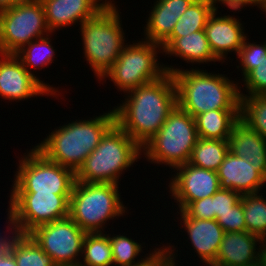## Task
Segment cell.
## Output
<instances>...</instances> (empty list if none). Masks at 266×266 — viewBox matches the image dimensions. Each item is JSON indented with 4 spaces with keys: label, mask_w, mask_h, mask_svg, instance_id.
<instances>
[{
    "label": "cell",
    "mask_w": 266,
    "mask_h": 266,
    "mask_svg": "<svg viewBox=\"0 0 266 266\" xmlns=\"http://www.w3.org/2000/svg\"><path fill=\"white\" fill-rule=\"evenodd\" d=\"M87 232L69 216L35 227L28 235L56 266H78Z\"/></svg>",
    "instance_id": "7c38bea8"
},
{
    "label": "cell",
    "mask_w": 266,
    "mask_h": 266,
    "mask_svg": "<svg viewBox=\"0 0 266 266\" xmlns=\"http://www.w3.org/2000/svg\"><path fill=\"white\" fill-rule=\"evenodd\" d=\"M240 120L266 140V95H240Z\"/></svg>",
    "instance_id": "f546056e"
},
{
    "label": "cell",
    "mask_w": 266,
    "mask_h": 266,
    "mask_svg": "<svg viewBox=\"0 0 266 266\" xmlns=\"http://www.w3.org/2000/svg\"><path fill=\"white\" fill-rule=\"evenodd\" d=\"M262 248H266V235L262 239Z\"/></svg>",
    "instance_id": "7bdbcfd3"
},
{
    "label": "cell",
    "mask_w": 266,
    "mask_h": 266,
    "mask_svg": "<svg viewBox=\"0 0 266 266\" xmlns=\"http://www.w3.org/2000/svg\"><path fill=\"white\" fill-rule=\"evenodd\" d=\"M53 33H50L44 37L35 39L31 41L29 44L23 46L18 52L14 55L22 62L23 66L28 70L30 74H32L51 94L52 97H59L61 92L58 88H55L53 85H49V83H45L44 80H40V78L35 74L34 71L41 70L43 68H47V66L51 63H54L55 52L57 51L51 44L50 39ZM50 36V37H49ZM34 70V71H31Z\"/></svg>",
    "instance_id": "603a6c76"
},
{
    "label": "cell",
    "mask_w": 266,
    "mask_h": 266,
    "mask_svg": "<svg viewBox=\"0 0 266 266\" xmlns=\"http://www.w3.org/2000/svg\"><path fill=\"white\" fill-rule=\"evenodd\" d=\"M229 151L256 166L266 179V140L239 120L229 136Z\"/></svg>",
    "instance_id": "44dd1931"
},
{
    "label": "cell",
    "mask_w": 266,
    "mask_h": 266,
    "mask_svg": "<svg viewBox=\"0 0 266 266\" xmlns=\"http://www.w3.org/2000/svg\"><path fill=\"white\" fill-rule=\"evenodd\" d=\"M141 155L142 147L115 122L75 173L76 181L121 185L119 178Z\"/></svg>",
    "instance_id": "277c9868"
},
{
    "label": "cell",
    "mask_w": 266,
    "mask_h": 266,
    "mask_svg": "<svg viewBox=\"0 0 266 266\" xmlns=\"http://www.w3.org/2000/svg\"><path fill=\"white\" fill-rule=\"evenodd\" d=\"M128 42L118 59L99 80L108 78L119 92L127 93L137 87L161 79L167 74L165 64L158 61V53L163 54L161 45L141 39Z\"/></svg>",
    "instance_id": "ba28073f"
},
{
    "label": "cell",
    "mask_w": 266,
    "mask_h": 266,
    "mask_svg": "<svg viewBox=\"0 0 266 266\" xmlns=\"http://www.w3.org/2000/svg\"><path fill=\"white\" fill-rule=\"evenodd\" d=\"M263 6L266 5V0H258Z\"/></svg>",
    "instance_id": "ee69618b"
},
{
    "label": "cell",
    "mask_w": 266,
    "mask_h": 266,
    "mask_svg": "<svg viewBox=\"0 0 266 266\" xmlns=\"http://www.w3.org/2000/svg\"><path fill=\"white\" fill-rule=\"evenodd\" d=\"M115 5L116 2L112 0L78 29L81 32L84 58L98 81L116 62L127 44L120 8Z\"/></svg>",
    "instance_id": "5b68a950"
},
{
    "label": "cell",
    "mask_w": 266,
    "mask_h": 266,
    "mask_svg": "<svg viewBox=\"0 0 266 266\" xmlns=\"http://www.w3.org/2000/svg\"><path fill=\"white\" fill-rule=\"evenodd\" d=\"M44 9L47 26L51 33L71 27L81 26L95 17L112 0H40Z\"/></svg>",
    "instance_id": "2e32d148"
},
{
    "label": "cell",
    "mask_w": 266,
    "mask_h": 266,
    "mask_svg": "<svg viewBox=\"0 0 266 266\" xmlns=\"http://www.w3.org/2000/svg\"><path fill=\"white\" fill-rule=\"evenodd\" d=\"M195 0H155L144 25V40L162 45L172 34L174 25Z\"/></svg>",
    "instance_id": "ffe728a7"
},
{
    "label": "cell",
    "mask_w": 266,
    "mask_h": 266,
    "mask_svg": "<svg viewBox=\"0 0 266 266\" xmlns=\"http://www.w3.org/2000/svg\"><path fill=\"white\" fill-rule=\"evenodd\" d=\"M124 97L121 104L113 107L115 122L141 147L158 133L177 105L171 73L127 92Z\"/></svg>",
    "instance_id": "6da1fadb"
},
{
    "label": "cell",
    "mask_w": 266,
    "mask_h": 266,
    "mask_svg": "<svg viewBox=\"0 0 266 266\" xmlns=\"http://www.w3.org/2000/svg\"><path fill=\"white\" fill-rule=\"evenodd\" d=\"M43 95L52 96L14 54H0V98L18 102Z\"/></svg>",
    "instance_id": "5bb4252c"
},
{
    "label": "cell",
    "mask_w": 266,
    "mask_h": 266,
    "mask_svg": "<svg viewBox=\"0 0 266 266\" xmlns=\"http://www.w3.org/2000/svg\"><path fill=\"white\" fill-rule=\"evenodd\" d=\"M247 266H266V264L264 263L263 259L261 258L260 260L252 263V264H249Z\"/></svg>",
    "instance_id": "60d3db41"
},
{
    "label": "cell",
    "mask_w": 266,
    "mask_h": 266,
    "mask_svg": "<svg viewBox=\"0 0 266 266\" xmlns=\"http://www.w3.org/2000/svg\"><path fill=\"white\" fill-rule=\"evenodd\" d=\"M262 259L264 263L266 264V248H262Z\"/></svg>",
    "instance_id": "b9f144b4"
},
{
    "label": "cell",
    "mask_w": 266,
    "mask_h": 266,
    "mask_svg": "<svg viewBox=\"0 0 266 266\" xmlns=\"http://www.w3.org/2000/svg\"><path fill=\"white\" fill-rule=\"evenodd\" d=\"M262 194L264 193L244 194L240 199L247 232L261 239L266 235V197Z\"/></svg>",
    "instance_id": "4dcf8cb0"
},
{
    "label": "cell",
    "mask_w": 266,
    "mask_h": 266,
    "mask_svg": "<svg viewBox=\"0 0 266 266\" xmlns=\"http://www.w3.org/2000/svg\"><path fill=\"white\" fill-rule=\"evenodd\" d=\"M114 123L113 108L90 119L79 120L78 118L76 121L66 123L67 125L57 126L34 147L48 160L76 173Z\"/></svg>",
    "instance_id": "3957f363"
},
{
    "label": "cell",
    "mask_w": 266,
    "mask_h": 266,
    "mask_svg": "<svg viewBox=\"0 0 266 266\" xmlns=\"http://www.w3.org/2000/svg\"><path fill=\"white\" fill-rule=\"evenodd\" d=\"M228 152L229 140L198 138L188 163L217 172Z\"/></svg>",
    "instance_id": "484cf974"
},
{
    "label": "cell",
    "mask_w": 266,
    "mask_h": 266,
    "mask_svg": "<svg viewBox=\"0 0 266 266\" xmlns=\"http://www.w3.org/2000/svg\"><path fill=\"white\" fill-rule=\"evenodd\" d=\"M214 8V10L218 11V5L223 4L224 6H227L228 9L239 12L240 9H244L245 7H258L261 9V11L264 12V6L258 1V0H207ZM217 5V6H216ZM247 5V6H246ZM253 5V6H252Z\"/></svg>",
    "instance_id": "8d00e7d4"
},
{
    "label": "cell",
    "mask_w": 266,
    "mask_h": 266,
    "mask_svg": "<svg viewBox=\"0 0 266 266\" xmlns=\"http://www.w3.org/2000/svg\"><path fill=\"white\" fill-rule=\"evenodd\" d=\"M0 241L12 252L17 266H56L51 257L28 234L6 230L0 232Z\"/></svg>",
    "instance_id": "cb8c5ba5"
},
{
    "label": "cell",
    "mask_w": 266,
    "mask_h": 266,
    "mask_svg": "<svg viewBox=\"0 0 266 266\" xmlns=\"http://www.w3.org/2000/svg\"><path fill=\"white\" fill-rule=\"evenodd\" d=\"M249 36L246 37L243 46L240 48V51L236 57L239 58L238 70L241 68V74L244 78L250 71H252L258 64L266 58V40L260 44L257 42H250ZM248 40V41H247ZM263 43V44H262Z\"/></svg>",
    "instance_id": "1f68e13d"
},
{
    "label": "cell",
    "mask_w": 266,
    "mask_h": 266,
    "mask_svg": "<svg viewBox=\"0 0 266 266\" xmlns=\"http://www.w3.org/2000/svg\"><path fill=\"white\" fill-rule=\"evenodd\" d=\"M221 189L233 190L241 195L262 192L266 179L256 166L229 151L218 171Z\"/></svg>",
    "instance_id": "ac0fdd59"
},
{
    "label": "cell",
    "mask_w": 266,
    "mask_h": 266,
    "mask_svg": "<svg viewBox=\"0 0 266 266\" xmlns=\"http://www.w3.org/2000/svg\"><path fill=\"white\" fill-rule=\"evenodd\" d=\"M169 181V196L182 211L189 203L213 196L220 189V181L215 171L186 163L173 169ZM177 172V173H176ZM176 200V201H175Z\"/></svg>",
    "instance_id": "4fadbf2b"
},
{
    "label": "cell",
    "mask_w": 266,
    "mask_h": 266,
    "mask_svg": "<svg viewBox=\"0 0 266 266\" xmlns=\"http://www.w3.org/2000/svg\"><path fill=\"white\" fill-rule=\"evenodd\" d=\"M182 211L188 217L194 219L214 220L215 212H213V196L193 201Z\"/></svg>",
    "instance_id": "d590c367"
},
{
    "label": "cell",
    "mask_w": 266,
    "mask_h": 266,
    "mask_svg": "<svg viewBox=\"0 0 266 266\" xmlns=\"http://www.w3.org/2000/svg\"><path fill=\"white\" fill-rule=\"evenodd\" d=\"M199 138L229 140L240 110H210L194 117Z\"/></svg>",
    "instance_id": "d4e9b609"
},
{
    "label": "cell",
    "mask_w": 266,
    "mask_h": 266,
    "mask_svg": "<svg viewBox=\"0 0 266 266\" xmlns=\"http://www.w3.org/2000/svg\"><path fill=\"white\" fill-rule=\"evenodd\" d=\"M119 192V185L115 183L76 181L70 197L69 217L87 233L106 232L105 224L109 220L127 213Z\"/></svg>",
    "instance_id": "8992f818"
},
{
    "label": "cell",
    "mask_w": 266,
    "mask_h": 266,
    "mask_svg": "<svg viewBox=\"0 0 266 266\" xmlns=\"http://www.w3.org/2000/svg\"><path fill=\"white\" fill-rule=\"evenodd\" d=\"M219 11L209 16L204 28L206 38L214 56L221 62L226 63L228 52L238 55L247 37L241 18L231 15H217Z\"/></svg>",
    "instance_id": "9a60e30c"
},
{
    "label": "cell",
    "mask_w": 266,
    "mask_h": 266,
    "mask_svg": "<svg viewBox=\"0 0 266 266\" xmlns=\"http://www.w3.org/2000/svg\"><path fill=\"white\" fill-rule=\"evenodd\" d=\"M241 197L242 195L236 191L220 188L213 195V212H215V220L236 205Z\"/></svg>",
    "instance_id": "e575fe53"
},
{
    "label": "cell",
    "mask_w": 266,
    "mask_h": 266,
    "mask_svg": "<svg viewBox=\"0 0 266 266\" xmlns=\"http://www.w3.org/2000/svg\"><path fill=\"white\" fill-rule=\"evenodd\" d=\"M87 233L83 242L82 259L78 266H113L109 233Z\"/></svg>",
    "instance_id": "83f0119b"
},
{
    "label": "cell",
    "mask_w": 266,
    "mask_h": 266,
    "mask_svg": "<svg viewBox=\"0 0 266 266\" xmlns=\"http://www.w3.org/2000/svg\"><path fill=\"white\" fill-rule=\"evenodd\" d=\"M198 138L194 117L176 105L158 133L142 146V156L172 170L188 163Z\"/></svg>",
    "instance_id": "52a82bcc"
},
{
    "label": "cell",
    "mask_w": 266,
    "mask_h": 266,
    "mask_svg": "<svg viewBox=\"0 0 266 266\" xmlns=\"http://www.w3.org/2000/svg\"><path fill=\"white\" fill-rule=\"evenodd\" d=\"M163 55L179 57L188 64L220 62L213 54L204 30L181 38H168L162 45Z\"/></svg>",
    "instance_id": "7402d4cb"
},
{
    "label": "cell",
    "mask_w": 266,
    "mask_h": 266,
    "mask_svg": "<svg viewBox=\"0 0 266 266\" xmlns=\"http://www.w3.org/2000/svg\"><path fill=\"white\" fill-rule=\"evenodd\" d=\"M213 12L214 8L207 0H195L177 20L169 38H181L204 30Z\"/></svg>",
    "instance_id": "f1b7e54d"
},
{
    "label": "cell",
    "mask_w": 266,
    "mask_h": 266,
    "mask_svg": "<svg viewBox=\"0 0 266 266\" xmlns=\"http://www.w3.org/2000/svg\"><path fill=\"white\" fill-rule=\"evenodd\" d=\"M261 258L262 239L259 236L247 231L225 232L216 260L211 266H247Z\"/></svg>",
    "instance_id": "d6986e66"
},
{
    "label": "cell",
    "mask_w": 266,
    "mask_h": 266,
    "mask_svg": "<svg viewBox=\"0 0 266 266\" xmlns=\"http://www.w3.org/2000/svg\"><path fill=\"white\" fill-rule=\"evenodd\" d=\"M35 0H0V8L16 4L31 3Z\"/></svg>",
    "instance_id": "ab89813d"
},
{
    "label": "cell",
    "mask_w": 266,
    "mask_h": 266,
    "mask_svg": "<svg viewBox=\"0 0 266 266\" xmlns=\"http://www.w3.org/2000/svg\"><path fill=\"white\" fill-rule=\"evenodd\" d=\"M264 12H265V15H266V5L264 6Z\"/></svg>",
    "instance_id": "f6af8a7d"
},
{
    "label": "cell",
    "mask_w": 266,
    "mask_h": 266,
    "mask_svg": "<svg viewBox=\"0 0 266 266\" xmlns=\"http://www.w3.org/2000/svg\"><path fill=\"white\" fill-rule=\"evenodd\" d=\"M6 228L28 234L35 227L69 216L71 194L10 193Z\"/></svg>",
    "instance_id": "30bf717a"
},
{
    "label": "cell",
    "mask_w": 266,
    "mask_h": 266,
    "mask_svg": "<svg viewBox=\"0 0 266 266\" xmlns=\"http://www.w3.org/2000/svg\"><path fill=\"white\" fill-rule=\"evenodd\" d=\"M245 85L244 94L239 85V95H266V58L263 59L257 67L250 71L244 78H241Z\"/></svg>",
    "instance_id": "d6a6232c"
},
{
    "label": "cell",
    "mask_w": 266,
    "mask_h": 266,
    "mask_svg": "<svg viewBox=\"0 0 266 266\" xmlns=\"http://www.w3.org/2000/svg\"><path fill=\"white\" fill-rule=\"evenodd\" d=\"M109 240L112 247L113 266H141L160 248L159 246L158 248L155 247L152 251L150 250L149 254L140 256L144 248L142 245H145V242L139 244L137 240L131 237L114 233L113 235L109 234Z\"/></svg>",
    "instance_id": "4316f807"
},
{
    "label": "cell",
    "mask_w": 266,
    "mask_h": 266,
    "mask_svg": "<svg viewBox=\"0 0 266 266\" xmlns=\"http://www.w3.org/2000/svg\"><path fill=\"white\" fill-rule=\"evenodd\" d=\"M50 33L40 0L0 8V54H15Z\"/></svg>",
    "instance_id": "8fae6325"
},
{
    "label": "cell",
    "mask_w": 266,
    "mask_h": 266,
    "mask_svg": "<svg viewBox=\"0 0 266 266\" xmlns=\"http://www.w3.org/2000/svg\"><path fill=\"white\" fill-rule=\"evenodd\" d=\"M0 266H17L12 252L0 241Z\"/></svg>",
    "instance_id": "f35d334b"
},
{
    "label": "cell",
    "mask_w": 266,
    "mask_h": 266,
    "mask_svg": "<svg viewBox=\"0 0 266 266\" xmlns=\"http://www.w3.org/2000/svg\"><path fill=\"white\" fill-rule=\"evenodd\" d=\"M177 215H180V228L187 233L188 241L196 252L200 262L205 263L203 265L211 266L217 257L220 244L223 240L225 231L214 220H202L188 217L183 211H177Z\"/></svg>",
    "instance_id": "e0dca14e"
},
{
    "label": "cell",
    "mask_w": 266,
    "mask_h": 266,
    "mask_svg": "<svg viewBox=\"0 0 266 266\" xmlns=\"http://www.w3.org/2000/svg\"><path fill=\"white\" fill-rule=\"evenodd\" d=\"M18 162L10 193L72 194L75 172L48 160L34 146Z\"/></svg>",
    "instance_id": "9c48e42d"
},
{
    "label": "cell",
    "mask_w": 266,
    "mask_h": 266,
    "mask_svg": "<svg viewBox=\"0 0 266 266\" xmlns=\"http://www.w3.org/2000/svg\"><path fill=\"white\" fill-rule=\"evenodd\" d=\"M141 266H172L166 251L160 247L153 255Z\"/></svg>",
    "instance_id": "74e56055"
},
{
    "label": "cell",
    "mask_w": 266,
    "mask_h": 266,
    "mask_svg": "<svg viewBox=\"0 0 266 266\" xmlns=\"http://www.w3.org/2000/svg\"><path fill=\"white\" fill-rule=\"evenodd\" d=\"M176 85L177 105L192 117L210 110H240L239 84L227 75L199 67L182 69L165 65Z\"/></svg>",
    "instance_id": "7a4b0ae2"
},
{
    "label": "cell",
    "mask_w": 266,
    "mask_h": 266,
    "mask_svg": "<svg viewBox=\"0 0 266 266\" xmlns=\"http://www.w3.org/2000/svg\"><path fill=\"white\" fill-rule=\"evenodd\" d=\"M225 232H246V222L242 202L239 201L229 211L216 219Z\"/></svg>",
    "instance_id": "836d02e7"
}]
</instances>
